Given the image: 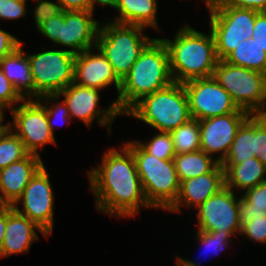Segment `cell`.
Listing matches in <instances>:
<instances>
[{"label":"cell","instance_id":"6da1fadb","mask_svg":"<svg viewBox=\"0 0 266 266\" xmlns=\"http://www.w3.org/2000/svg\"><path fill=\"white\" fill-rule=\"evenodd\" d=\"M102 159L99 166L87 171L98 211L127 218L135 217L141 206L152 208L145 198L134 156L125 145L119 151L109 149Z\"/></svg>","mask_w":266,"mask_h":266},{"label":"cell","instance_id":"7a4b0ae2","mask_svg":"<svg viewBox=\"0 0 266 266\" xmlns=\"http://www.w3.org/2000/svg\"><path fill=\"white\" fill-rule=\"evenodd\" d=\"M173 82L168 49L161 39L156 38L121 80V88L114 102L118 111L125 115L144 96L164 89Z\"/></svg>","mask_w":266,"mask_h":266},{"label":"cell","instance_id":"3957f363","mask_svg":"<svg viewBox=\"0 0 266 266\" xmlns=\"http://www.w3.org/2000/svg\"><path fill=\"white\" fill-rule=\"evenodd\" d=\"M169 53L170 72L174 82L187 81L214 74L219 62L214 37L184 24L173 40L161 38Z\"/></svg>","mask_w":266,"mask_h":266},{"label":"cell","instance_id":"277c9868","mask_svg":"<svg viewBox=\"0 0 266 266\" xmlns=\"http://www.w3.org/2000/svg\"><path fill=\"white\" fill-rule=\"evenodd\" d=\"M125 115L160 132H171L192 119L185 87L178 82L144 96Z\"/></svg>","mask_w":266,"mask_h":266},{"label":"cell","instance_id":"5b68a950","mask_svg":"<svg viewBox=\"0 0 266 266\" xmlns=\"http://www.w3.org/2000/svg\"><path fill=\"white\" fill-rule=\"evenodd\" d=\"M124 145L134 156L148 204L153 209L168 210L175 203L180 189L174 161L150 155L135 140Z\"/></svg>","mask_w":266,"mask_h":266},{"label":"cell","instance_id":"8992f818","mask_svg":"<svg viewBox=\"0 0 266 266\" xmlns=\"http://www.w3.org/2000/svg\"><path fill=\"white\" fill-rule=\"evenodd\" d=\"M145 27L109 22L99 27L96 48L111 64L122 80L137 61L143 50L155 39L143 34Z\"/></svg>","mask_w":266,"mask_h":266},{"label":"cell","instance_id":"52a82bcc","mask_svg":"<svg viewBox=\"0 0 266 266\" xmlns=\"http://www.w3.org/2000/svg\"><path fill=\"white\" fill-rule=\"evenodd\" d=\"M213 77L230 94L236 105L259 114L266 104V74L219 60Z\"/></svg>","mask_w":266,"mask_h":266},{"label":"cell","instance_id":"ba28073f","mask_svg":"<svg viewBox=\"0 0 266 266\" xmlns=\"http://www.w3.org/2000/svg\"><path fill=\"white\" fill-rule=\"evenodd\" d=\"M259 12L235 6H214L209 10V27L219 60H223L243 40L252 38L256 15Z\"/></svg>","mask_w":266,"mask_h":266},{"label":"cell","instance_id":"9c48e42d","mask_svg":"<svg viewBox=\"0 0 266 266\" xmlns=\"http://www.w3.org/2000/svg\"><path fill=\"white\" fill-rule=\"evenodd\" d=\"M75 55L68 49L27 55L34 81V99L58 95L74 82Z\"/></svg>","mask_w":266,"mask_h":266},{"label":"cell","instance_id":"30bf717a","mask_svg":"<svg viewBox=\"0 0 266 266\" xmlns=\"http://www.w3.org/2000/svg\"><path fill=\"white\" fill-rule=\"evenodd\" d=\"M183 85L188 96L191 117L196 120L233 112H247L236 105L230 94L213 76L193 79Z\"/></svg>","mask_w":266,"mask_h":266},{"label":"cell","instance_id":"8fae6325","mask_svg":"<svg viewBox=\"0 0 266 266\" xmlns=\"http://www.w3.org/2000/svg\"><path fill=\"white\" fill-rule=\"evenodd\" d=\"M13 121H8V127L23 142L25 149L35 155L38 150H43L46 144H56L47 120L45 108L36 99H27L19 103L18 107L10 110Z\"/></svg>","mask_w":266,"mask_h":266},{"label":"cell","instance_id":"7c38bea8","mask_svg":"<svg viewBox=\"0 0 266 266\" xmlns=\"http://www.w3.org/2000/svg\"><path fill=\"white\" fill-rule=\"evenodd\" d=\"M54 198L49 174L43 165L32 177L12 207L19 214L35 222L47 235H50L54 222ZM19 202L23 204L22 210L19 209Z\"/></svg>","mask_w":266,"mask_h":266},{"label":"cell","instance_id":"4fadbf2b","mask_svg":"<svg viewBox=\"0 0 266 266\" xmlns=\"http://www.w3.org/2000/svg\"><path fill=\"white\" fill-rule=\"evenodd\" d=\"M237 194L228 187L209 197L197 207V230L206 232L218 231L222 234L241 232L239 223V199Z\"/></svg>","mask_w":266,"mask_h":266},{"label":"cell","instance_id":"5bb4252c","mask_svg":"<svg viewBox=\"0 0 266 266\" xmlns=\"http://www.w3.org/2000/svg\"><path fill=\"white\" fill-rule=\"evenodd\" d=\"M99 89L85 87L76 83H71L64 88L58 96H63L67 104L71 120L78 118L87 126H91L93 120L97 119L100 126H108V132H111L112 121L122 115L113 101L111 105L103 109L99 107ZM99 107V108H98Z\"/></svg>","mask_w":266,"mask_h":266},{"label":"cell","instance_id":"9a60e30c","mask_svg":"<svg viewBox=\"0 0 266 266\" xmlns=\"http://www.w3.org/2000/svg\"><path fill=\"white\" fill-rule=\"evenodd\" d=\"M250 115L249 112H233L200 120L201 150L210 156L220 153L217 157L221 163L229 153L239 127Z\"/></svg>","mask_w":266,"mask_h":266},{"label":"cell","instance_id":"2e32d148","mask_svg":"<svg viewBox=\"0 0 266 266\" xmlns=\"http://www.w3.org/2000/svg\"><path fill=\"white\" fill-rule=\"evenodd\" d=\"M91 11L60 10L59 44L78 54L96 48L100 22Z\"/></svg>","mask_w":266,"mask_h":266},{"label":"cell","instance_id":"e0dca14e","mask_svg":"<svg viewBox=\"0 0 266 266\" xmlns=\"http://www.w3.org/2000/svg\"><path fill=\"white\" fill-rule=\"evenodd\" d=\"M92 49L94 48L75 55L74 83L99 90L114 83L118 94L121 80L103 53L96 48V54Z\"/></svg>","mask_w":266,"mask_h":266},{"label":"cell","instance_id":"ac0fdd59","mask_svg":"<svg viewBox=\"0 0 266 266\" xmlns=\"http://www.w3.org/2000/svg\"><path fill=\"white\" fill-rule=\"evenodd\" d=\"M224 187L225 171L219 163L210 173L181 181L178 197L167 211L178 213L181 205L196 209Z\"/></svg>","mask_w":266,"mask_h":266},{"label":"cell","instance_id":"d6986e66","mask_svg":"<svg viewBox=\"0 0 266 266\" xmlns=\"http://www.w3.org/2000/svg\"><path fill=\"white\" fill-rule=\"evenodd\" d=\"M43 165L40 156L29 153L24 159L1 169L0 205H13Z\"/></svg>","mask_w":266,"mask_h":266},{"label":"cell","instance_id":"ffe728a7","mask_svg":"<svg viewBox=\"0 0 266 266\" xmlns=\"http://www.w3.org/2000/svg\"><path fill=\"white\" fill-rule=\"evenodd\" d=\"M34 228L48 237L35 222L19 214L12 205H6V230L0 257L29 252L31 244L39 238Z\"/></svg>","mask_w":266,"mask_h":266},{"label":"cell","instance_id":"44dd1931","mask_svg":"<svg viewBox=\"0 0 266 266\" xmlns=\"http://www.w3.org/2000/svg\"><path fill=\"white\" fill-rule=\"evenodd\" d=\"M0 66L6 78L24 100L34 99L31 66L27 53L22 50V43L0 62Z\"/></svg>","mask_w":266,"mask_h":266},{"label":"cell","instance_id":"7402d4cb","mask_svg":"<svg viewBox=\"0 0 266 266\" xmlns=\"http://www.w3.org/2000/svg\"><path fill=\"white\" fill-rule=\"evenodd\" d=\"M225 171V186L233 190H248L266 181V166L257 158L238 164H221Z\"/></svg>","mask_w":266,"mask_h":266},{"label":"cell","instance_id":"603a6c76","mask_svg":"<svg viewBox=\"0 0 266 266\" xmlns=\"http://www.w3.org/2000/svg\"><path fill=\"white\" fill-rule=\"evenodd\" d=\"M116 10L119 16H114L112 22L159 29L156 0H118Z\"/></svg>","mask_w":266,"mask_h":266},{"label":"cell","instance_id":"cb8c5ba5","mask_svg":"<svg viewBox=\"0 0 266 266\" xmlns=\"http://www.w3.org/2000/svg\"><path fill=\"white\" fill-rule=\"evenodd\" d=\"M173 161L180 182L210 173L220 163L202 150L176 155Z\"/></svg>","mask_w":266,"mask_h":266},{"label":"cell","instance_id":"d4e9b609","mask_svg":"<svg viewBox=\"0 0 266 266\" xmlns=\"http://www.w3.org/2000/svg\"><path fill=\"white\" fill-rule=\"evenodd\" d=\"M255 114H251L239 127L229 153L220 164H238L254 158Z\"/></svg>","mask_w":266,"mask_h":266},{"label":"cell","instance_id":"484cf974","mask_svg":"<svg viewBox=\"0 0 266 266\" xmlns=\"http://www.w3.org/2000/svg\"><path fill=\"white\" fill-rule=\"evenodd\" d=\"M223 60L235 66L266 74V52L255 42V38L243 40Z\"/></svg>","mask_w":266,"mask_h":266},{"label":"cell","instance_id":"4316f807","mask_svg":"<svg viewBox=\"0 0 266 266\" xmlns=\"http://www.w3.org/2000/svg\"><path fill=\"white\" fill-rule=\"evenodd\" d=\"M239 198V223L244 225L252 220L266 216V181L248 189Z\"/></svg>","mask_w":266,"mask_h":266},{"label":"cell","instance_id":"83f0119b","mask_svg":"<svg viewBox=\"0 0 266 266\" xmlns=\"http://www.w3.org/2000/svg\"><path fill=\"white\" fill-rule=\"evenodd\" d=\"M169 133L175 155L201 150L199 120L192 118Z\"/></svg>","mask_w":266,"mask_h":266},{"label":"cell","instance_id":"f1b7e54d","mask_svg":"<svg viewBox=\"0 0 266 266\" xmlns=\"http://www.w3.org/2000/svg\"><path fill=\"white\" fill-rule=\"evenodd\" d=\"M33 18L38 32L55 44H59L60 10L37 4L33 10Z\"/></svg>","mask_w":266,"mask_h":266},{"label":"cell","instance_id":"f546056e","mask_svg":"<svg viewBox=\"0 0 266 266\" xmlns=\"http://www.w3.org/2000/svg\"><path fill=\"white\" fill-rule=\"evenodd\" d=\"M28 154L21 139L7 127L0 135V170L24 159Z\"/></svg>","mask_w":266,"mask_h":266},{"label":"cell","instance_id":"4dcf8cb0","mask_svg":"<svg viewBox=\"0 0 266 266\" xmlns=\"http://www.w3.org/2000/svg\"><path fill=\"white\" fill-rule=\"evenodd\" d=\"M137 143L150 155L161 160H173L176 156L174 144L169 132H160L154 135L148 143L137 141Z\"/></svg>","mask_w":266,"mask_h":266},{"label":"cell","instance_id":"1f68e13d","mask_svg":"<svg viewBox=\"0 0 266 266\" xmlns=\"http://www.w3.org/2000/svg\"><path fill=\"white\" fill-rule=\"evenodd\" d=\"M59 98L58 95H44L36 99L46 110V115H47V120H48V125L54 134V118L60 120V121H66L70 120L71 117L69 115V110L67 107V104L64 102V100L58 101L57 99ZM57 100V101H55ZM43 102V103H42ZM45 102V103H44ZM52 106H48L49 103ZM54 121V122H53Z\"/></svg>","mask_w":266,"mask_h":266},{"label":"cell","instance_id":"d6a6232c","mask_svg":"<svg viewBox=\"0 0 266 266\" xmlns=\"http://www.w3.org/2000/svg\"><path fill=\"white\" fill-rule=\"evenodd\" d=\"M197 231L198 232L196 233V238L199 239L198 241L200 242V245L203 246V252L205 251V249H208L209 251H206L212 252L215 255L216 253L225 249L228 246L229 241H231V237H234L232 234H222L220 233V230L211 232L202 230Z\"/></svg>","mask_w":266,"mask_h":266},{"label":"cell","instance_id":"836d02e7","mask_svg":"<svg viewBox=\"0 0 266 266\" xmlns=\"http://www.w3.org/2000/svg\"><path fill=\"white\" fill-rule=\"evenodd\" d=\"M23 100L12 83L6 78L0 66V113H4L5 108L10 111L15 107V104Z\"/></svg>","mask_w":266,"mask_h":266},{"label":"cell","instance_id":"e575fe53","mask_svg":"<svg viewBox=\"0 0 266 266\" xmlns=\"http://www.w3.org/2000/svg\"><path fill=\"white\" fill-rule=\"evenodd\" d=\"M241 234L255 243H266V216L252 218L251 221L242 225Z\"/></svg>","mask_w":266,"mask_h":266},{"label":"cell","instance_id":"d590c367","mask_svg":"<svg viewBox=\"0 0 266 266\" xmlns=\"http://www.w3.org/2000/svg\"><path fill=\"white\" fill-rule=\"evenodd\" d=\"M254 156L266 166V121L259 114H255Z\"/></svg>","mask_w":266,"mask_h":266},{"label":"cell","instance_id":"8d00e7d4","mask_svg":"<svg viewBox=\"0 0 266 266\" xmlns=\"http://www.w3.org/2000/svg\"><path fill=\"white\" fill-rule=\"evenodd\" d=\"M26 3L16 0H0V19L17 20L26 15Z\"/></svg>","mask_w":266,"mask_h":266},{"label":"cell","instance_id":"74e56055","mask_svg":"<svg viewBox=\"0 0 266 266\" xmlns=\"http://www.w3.org/2000/svg\"><path fill=\"white\" fill-rule=\"evenodd\" d=\"M44 4L64 11H90L89 0H57L56 2L45 0Z\"/></svg>","mask_w":266,"mask_h":266},{"label":"cell","instance_id":"f35d334b","mask_svg":"<svg viewBox=\"0 0 266 266\" xmlns=\"http://www.w3.org/2000/svg\"><path fill=\"white\" fill-rule=\"evenodd\" d=\"M252 38L266 52V11L256 15Z\"/></svg>","mask_w":266,"mask_h":266},{"label":"cell","instance_id":"ab89813d","mask_svg":"<svg viewBox=\"0 0 266 266\" xmlns=\"http://www.w3.org/2000/svg\"><path fill=\"white\" fill-rule=\"evenodd\" d=\"M20 43L21 41L19 39L7 31L0 29V62L18 48Z\"/></svg>","mask_w":266,"mask_h":266},{"label":"cell","instance_id":"60d3db41","mask_svg":"<svg viewBox=\"0 0 266 266\" xmlns=\"http://www.w3.org/2000/svg\"><path fill=\"white\" fill-rule=\"evenodd\" d=\"M215 6H235L261 12L266 11V0H218Z\"/></svg>","mask_w":266,"mask_h":266},{"label":"cell","instance_id":"b9f144b4","mask_svg":"<svg viewBox=\"0 0 266 266\" xmlns=\"http://www.w3.org/2000/svg\"><path fill=\"white\" fill-rule=\"evenodd\" d=\"M6 230V205H0V250L3 245Z\"/></svg>","mask_w":266,"mask_h":266},{"label":"cell","instance_id":"7bdbcfd3","mask_svg":"<svg viewBox=\"0 0 266 266\" xmlns=\"http://www.w3.org/2000/svg\"><path fill=\"white\" fill-rule=\"evenodd\" d=\"M90 1V11L94 13L95 5L99 4L101 6H109L116 9L118 0H89Z\"/></svg>","mask_w":266,"mask_h":266},{"label":"cell","instance_id":"ee69618b","mask_svg":"<svg viewBox=\"0 0 266 266\" xmlns=\"http://www.w3.org/2000/svg\"><path fill=\"white\" fill-rule=\"evenodd\" d=\"M175 262L177 266H198L195 262L184 259L182 257H177V259H175Z\"/></svg>","mask_w":266,"mask_h":266},{"label":"cell","instance_id":"f6af8a7d","mask_svg":"<svg viewBox=\"0 0 266 266\" xmlns=\"http://www.w3.org/2000/svg\"><path fill=\"white\" fill-rule=\"evenodd\" d=\"M4 120V113H0V135L2 134V132L8 127V123L5 125L3 123ZM3 123V124H2Z\"/></svg>","mask_w":266,"mask_h":266},{"label":"cell","instance_id":"bcb514c9","mask_svg":"<svg viewBox=\"0 0 266 266\" xmlns=\"http://www.w3.org/2000/svg\"><path fill=\"white\" fill-rule=\"evenodd\" d=\"M208 10H211L218 2V0H203Z\"/></svg>","mask_w":266,"mask_h":266},{"label":"cell","instance_id":"7dc6e473","mask_svg":"<svg viewBox=\"0 0 266 266\" xmlns=\"http://www.w3.org/2000/svg\"><path fill=\"white\" fill-rule=\"evenodd\" d=\"M259 115L266 121V104L264 109L259 113Z\"/></svg>","mask_w":266,"mask_h":266},{"label":"cell","instance_id":"c3c4849f","mask_svg":"<svg viewBox=\"0 0 266 266\" xmlns=\"http://www.w3.org/2000/svg\"><path fill=\"white\" fill-rule=\"evenodd\" d=\"M38 4H42L45 2V0H35Z\"/></svg>","mask_w":266,"mask_h":266},{"label":"cell","instance_id":"681fc988","mask_svg":"<svg viewBox=\"0 0 266 266\" xmlns=\"http://www.w3.org/2000/svg\"><path fill=\"white\" fill-rule=\"evenodd\" d=\"M16 1H20V2H23V3H27V0H16Z\"/></svg>","mask_w":266,"mask_h":266}]
</instances>
